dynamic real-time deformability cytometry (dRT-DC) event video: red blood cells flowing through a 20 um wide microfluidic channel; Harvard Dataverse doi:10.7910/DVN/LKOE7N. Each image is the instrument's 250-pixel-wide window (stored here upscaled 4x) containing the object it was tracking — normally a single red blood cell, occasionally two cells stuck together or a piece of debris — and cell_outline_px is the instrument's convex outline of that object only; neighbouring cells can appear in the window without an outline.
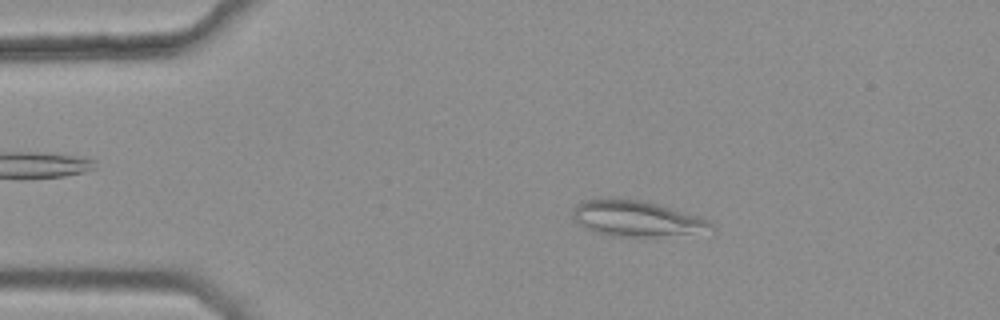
{"species": "common noctule bat (a hibernating species)", "species_latin": "Nyctalus noctula", "temperature_condition": "warm", "stored_images_in_passage": 4, "camera_frame_rate_fps": 3000, "um_per_image_px": 0.085, "animal": {"sex": "female", "body_mass_g": 25.1}, "frame": {"image": 1, "passage_image": 1, "time_ms": 0.0, "image_size_px": [1000, 320], "cell_outline_px": [[716, 232], [652, 236], [612, 236], [592, 232], [580, 224], [572, 216], [572, 208], [576, 204], [584, 200], [612, 196], [620, 196], [660, 204], [708, 220], [716, 228]], "centroid_in_image_um": [54.09, 18.55], "position_along_channel_um": 30.9, "area_um2": 29.42}}